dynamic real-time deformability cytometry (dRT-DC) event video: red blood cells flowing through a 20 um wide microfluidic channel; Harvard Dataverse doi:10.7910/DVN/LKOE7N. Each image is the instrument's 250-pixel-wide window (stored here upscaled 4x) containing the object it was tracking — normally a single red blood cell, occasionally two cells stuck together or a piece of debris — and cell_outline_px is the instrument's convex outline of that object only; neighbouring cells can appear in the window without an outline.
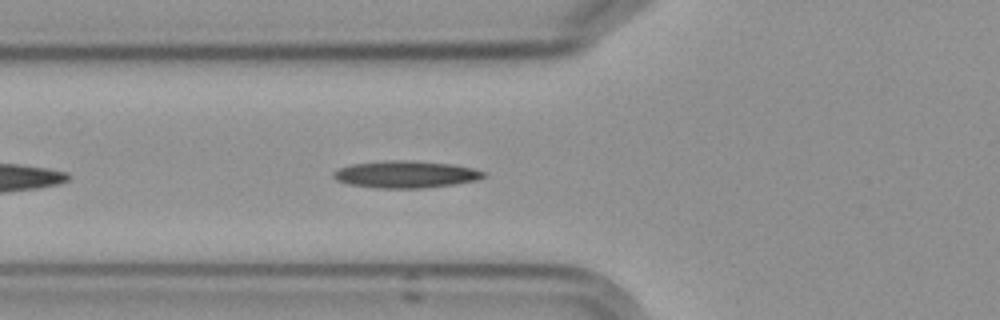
{"species": "Egyptian fruit bat (a non-hibernating species)", "species_latin": "Rousettus aegyptiacus", "temperature_condition": "cold", "stored_images_in_passage": 5, "camera_frame_rate_fps": 3000, "um_per_image_px": 0.085, "frame": {"image": 1, "passage_image": 5, "time_ms": 5.333, "image_size_px": [1000, 320], "cell_outline_px": [[484, 176], [476, 180], [452, 184], [424, 188], [376, 188], [348, 184], [336, 180], [332, 176], [332, 172], [340, 168], [352, 164], [384, 160], [408, 160], [452, 164], [472, 168], [484, 172]], "centroid_in_image_um": [34.42, 14.82], "position_along_channel_um": 91.4, "area_um2": 23.58}}